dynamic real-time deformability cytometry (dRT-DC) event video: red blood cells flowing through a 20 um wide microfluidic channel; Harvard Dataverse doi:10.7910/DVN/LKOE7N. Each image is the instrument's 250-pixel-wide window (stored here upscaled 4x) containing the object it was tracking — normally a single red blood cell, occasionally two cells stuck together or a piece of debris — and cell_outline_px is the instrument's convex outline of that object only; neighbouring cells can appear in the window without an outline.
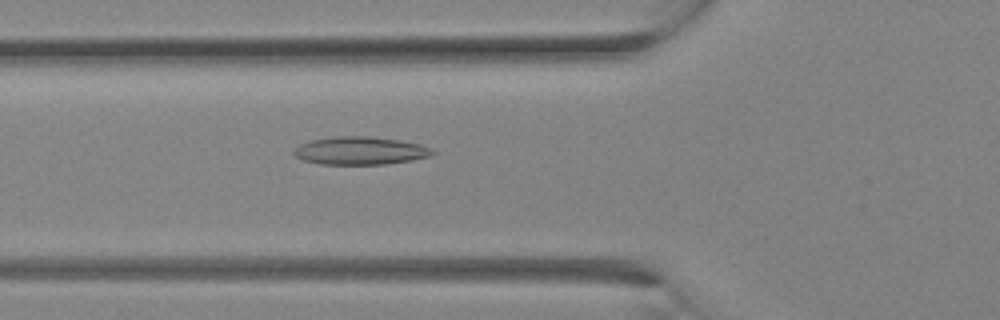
{"species": "Egyptian fruit bat (a non-hibernating species)", "species_latin": "Rousettus aegyptiacus", "temperature_condition": "room temperature", "stored_images_in_passage": 17, "camera_frame_rate_fps": 3000, "um_per_image_px": 0.085, "animal": {"sex": "female"}, "frame": {"image": 1, "passage_image": 8, "time_ms": 2.333, "image_size_px": [1000, 320], "cell_outline_px": [[436, 152], [428, 156], [412, 160], [384, 164], [320, 164], [304, 160], [296, 156], [292, 152], [300, 144], [312, 140], [336, 136], [368, 136], [396, 140], [420, 144]], "centroid_in_image_um": [30.59, 12.81], "position_along_channel_um": 95.2, "area_um2": 22.2}}
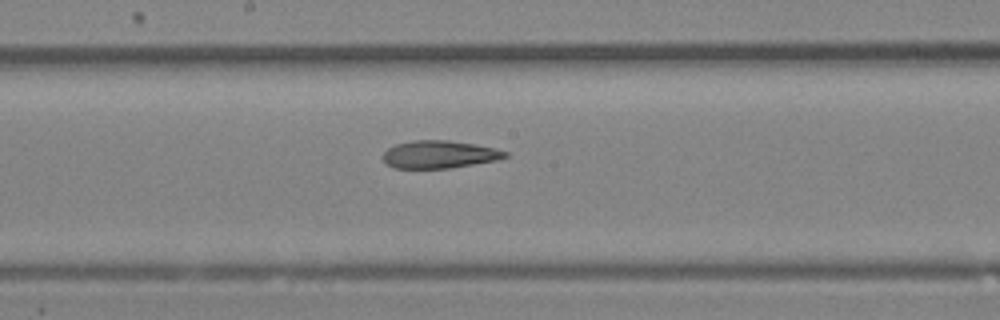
{"frame": {"image": 2, "passage_image": 13, "time_ms": 4.0, "image_size_px": [1000, 320], "cell_outline_px": [[508, 156], [496, 160], [452, 168], [396, 168], [388, 164], [384, 160], [384, 152], [388, 148], [396, 144], [412, 140], [444, 140], [472, 144], [496, 148], [508, 152]], "centroid_in_image_um": [37.36, 13.12], "position_along_channel_um": 210.8, "area_um2": 19.48}}
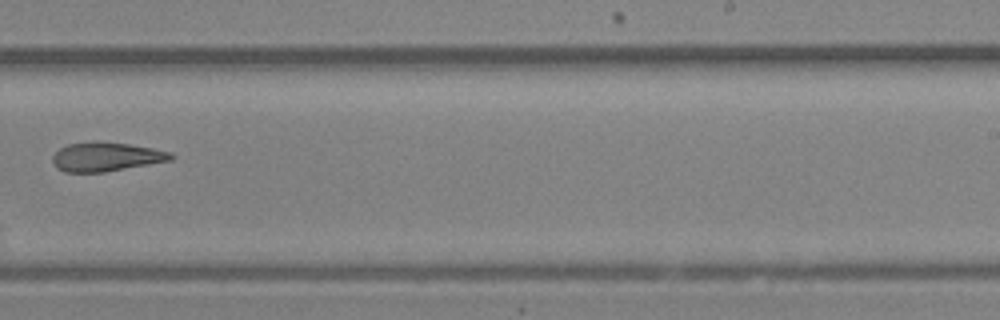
{"frame": {"image": 3, "passage_image": 16, "time_ms": 5.0, "image_size_px": [1000, 320], "cell_outline_px": [[176, 156], [172, 160], [104, 172], [64, 172], [56, 168], [52, 160], [52, 156], [60, 148], [68, 144], [96, 140], [128, 144], [152, 148], [172, 152]], "centroid_in_image_um": [9.02, 13.32], "position_along_channel_um": 280.0, "area_um2": 20.17}}